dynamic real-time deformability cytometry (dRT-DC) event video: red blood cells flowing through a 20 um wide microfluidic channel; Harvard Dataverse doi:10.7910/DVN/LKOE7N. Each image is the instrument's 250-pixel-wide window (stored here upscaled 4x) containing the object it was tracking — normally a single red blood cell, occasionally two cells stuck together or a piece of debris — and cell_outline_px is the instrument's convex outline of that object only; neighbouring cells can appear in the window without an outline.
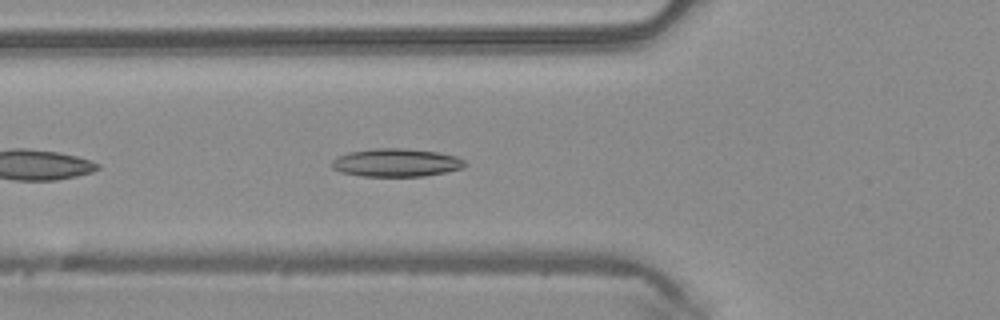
{"species": "common noctule bat (a hibernating species)", "species_latin": "Nyctalus noctula", "temperature_condition": "warm", "stored_images_in_passage": 36, "camera_frame_rate_fps": 3000, "um_per_image_px": 0.085, "animal": {"sex": "male", "body_mass_g": 20.4}, "frame": {"image": 1, "passage_image": 5, "time_ms": 1.333, "image_size_px": [1000, 320], "cell_outline_px": [[468, 164], [464, 168], [424, 176], [360, 176], [340, 172], [332, 168], [332, 160], [348, 152], [372, 148], [404, 148], [440, 152], [456, 156], [464, 160]], "centroid_in_image_um": [33.7, 13.82], "position_along_channel_um": 92.1, "area_um2": 21.96}}
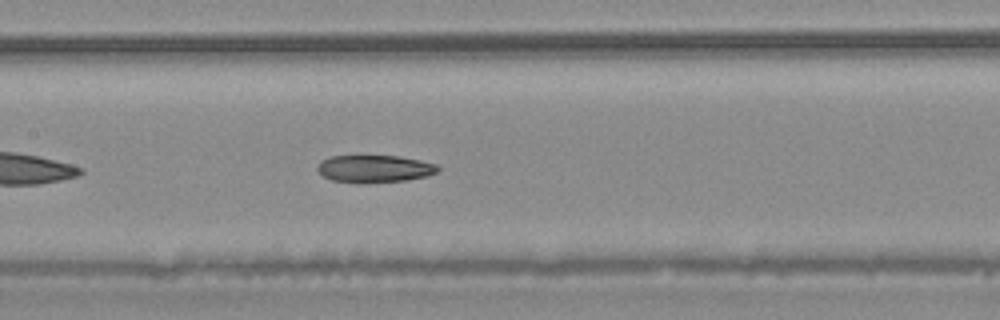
{"frame": {"image": 2, "passage_image": 11, "time_ms": 3.333, "image_size_px": [1000, 320], "cell_outline_px": [[440, 168], [436, 172], [428, 176], [408, 180], [364, 184], [356, 184], [332, 180], [324, 176], [316, 168], [320, 160], [332, 156], [396, 156], [420, 160], [436, 164]], "centroid_in_image_um": [31.82, 14.36], "position_along_channel_um": 175.6, "area_um2": 19.48}}
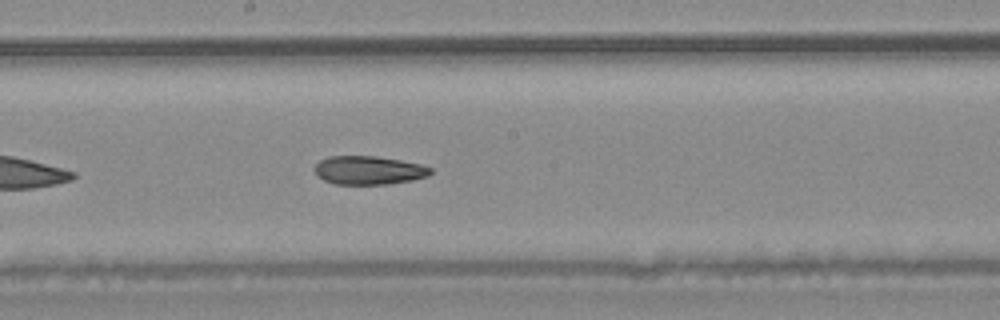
{"frame": {"image": 3, "passage_image": 14, "time_ms": 4.333, "image_size_px": [1000, 320], "cell_outline_px": [[432, 172], [428, 176], [412, 180], [388, 184], [332, 184], [316, 176], [316, 164], [320, 160], [328, 156], [376, 156], [400, 160], [420, 164], [432, 168]], "centroid_in_image_um": [31.34, 14.47], "position_along_channel_um": 216.9, "area_um2": 19.31}, "authors_computed_cell_mechanics": {"area_um2": 20.2589, "velocity_mm_per_s": 4.1368, "shape_relaxation_time_tau1_ms": null, "shape_relaxation_time_tau2_ms": 6.8609, "deformation_change_tau1": null, "deformation_change_tau2": 0.149}}